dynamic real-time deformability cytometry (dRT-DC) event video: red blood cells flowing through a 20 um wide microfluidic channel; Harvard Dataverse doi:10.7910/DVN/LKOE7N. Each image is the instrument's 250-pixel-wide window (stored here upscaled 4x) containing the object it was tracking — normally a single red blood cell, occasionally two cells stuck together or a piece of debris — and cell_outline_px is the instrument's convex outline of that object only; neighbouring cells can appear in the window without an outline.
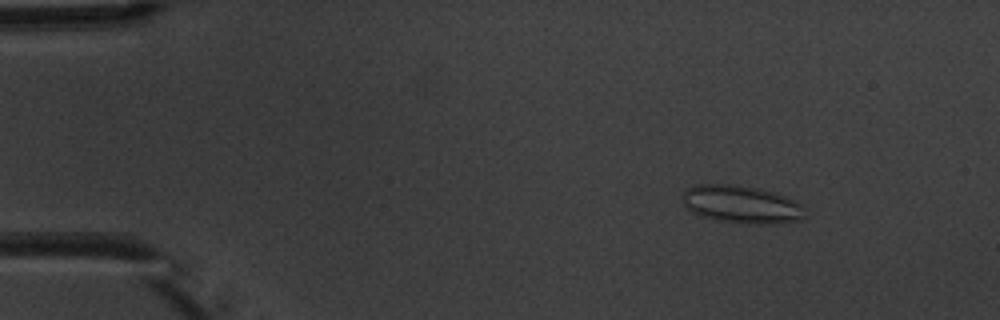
{"species": "common noctule bat (a hibernating species)", "species_latin": "Nyctalus noctula", "temperature_condition": "warm", "stored_images_in_passage": 9, "camera_frame_rate_fps": 3000, "um_per_image_px": 0.085, "animal": {"sex": "male", "body_mass_g": 20.1, "forearm_length_mm": 53.5}, "frame": {"image": 1, "passage_image": 2, "time_ms": 2.0, "image_size_px": [1000, 320], "cell_outline_px": [[804, 208], [800, 220], [776, 224], [748, 224], [720, 220], [700, 216], [692, 212], [684, 204], [684, 192], [692, 184], [732, 184], [756, 188], [788, 196], [796, 200]], "centroid_in_image_um": [63.03, 17.37], "position_along_channel_um": 22.0, "area_um2": 26.88}}
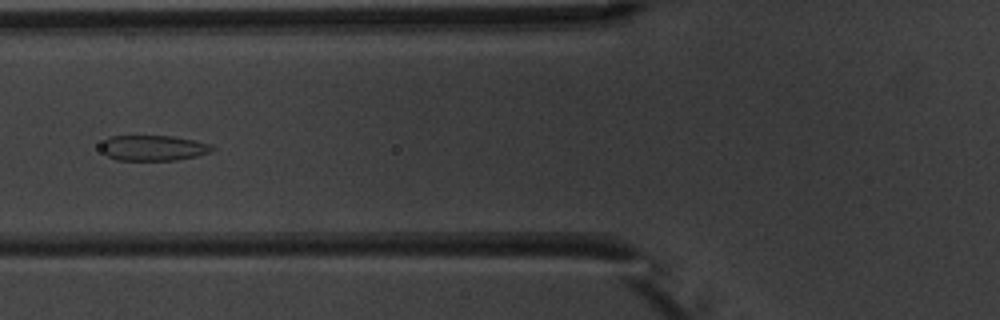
{"frame": {"image": 2, "passage_image": 6, "time_ms": 6.667, "image_size_px": [1000, 320], "cell_outline_px": [[216, 148], [212, 152], [196, 156], [176, 160], [116, 160], [108, 156], [100, 148], [100, 144], [104, 140], [112, 136], [172, 136], [212, 144]], "centroid_in_image_um": [13.05, 12.58], "position_along_channel_um": 112.8, "area_um2": 16.53}}
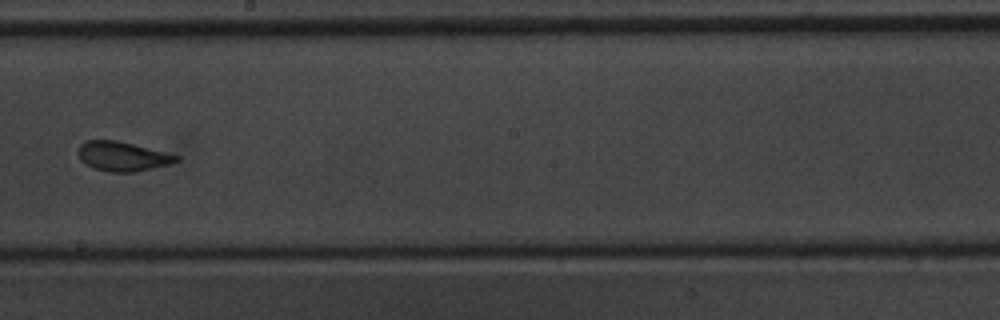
{"frame": {"image": 3, "passage_image": 9, "time_ms": 10.0, "image_size_px": [1000, 320], "cell_outline_px": [[180, 160], [168, 164], [152, 168], [132, 172], [108, 172], [92, 168], [80, 160], [80, 144], [84, 140], [116, 140], [180, 156]], "centroid_in_image_um": [10.39, 13.29], "position_along_channel_um": 237.8, "area_um2": 16.59}}